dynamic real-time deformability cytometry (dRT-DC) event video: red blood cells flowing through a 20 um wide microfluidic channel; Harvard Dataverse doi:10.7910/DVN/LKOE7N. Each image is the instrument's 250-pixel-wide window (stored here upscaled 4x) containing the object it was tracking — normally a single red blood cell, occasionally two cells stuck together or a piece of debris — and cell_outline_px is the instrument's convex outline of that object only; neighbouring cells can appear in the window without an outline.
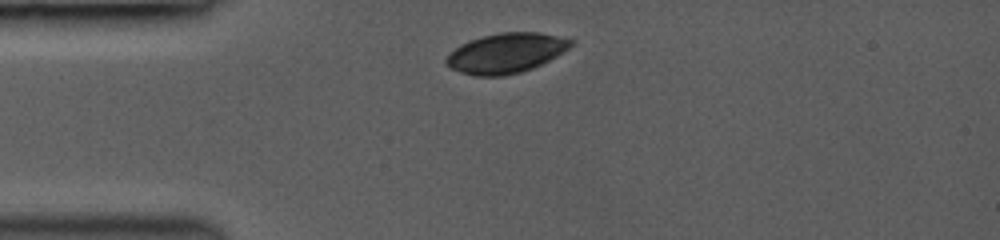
{"species": "common noctule bat (a hibernating species)", "species_latin": "Nyctalus noctula", "temperature_condition": "room temperature", "stored_images_in_passage": 2, "camera_frame_rate_fps": 3000, "um_per_image_px": 0.085, "animal": {"sex": "female", "body_mass_g": 19.0, "forearm_length_mm": 53.3}, "frame": {"image": 1, "passage_image": 1, "time_ms": 0.0, "image_size_px": [1000, 240], "cell_outline_px": [[576, 40], [568, 48], [556, 56], [532, 68], [520, 72], [504, 76], [476, 76], [460, 72], [452, 68], [444, 60], [460, 44], [484, 36], [500, 32], [540, 32]], "centroid_in_image_um": [43.03, 4.51], "position_along_channel_um": 42.0, "area_um2": 28.61}}